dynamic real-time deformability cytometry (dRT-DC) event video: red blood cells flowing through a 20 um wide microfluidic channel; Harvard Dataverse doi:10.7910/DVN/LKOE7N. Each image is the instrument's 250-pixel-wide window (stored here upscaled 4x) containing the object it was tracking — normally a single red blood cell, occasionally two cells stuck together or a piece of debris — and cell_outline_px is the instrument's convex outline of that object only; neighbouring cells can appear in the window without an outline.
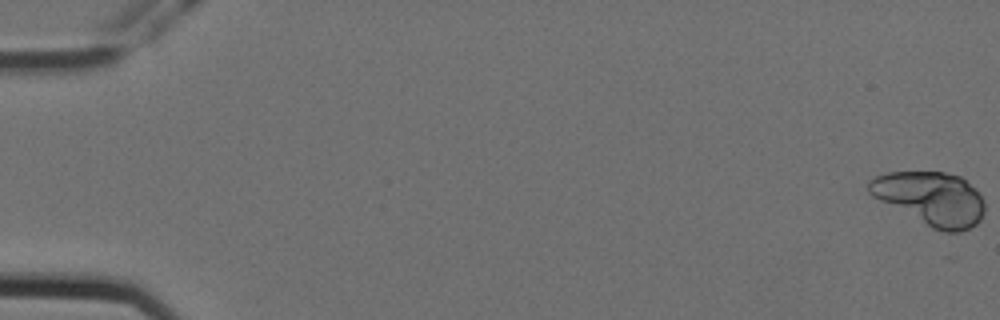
{"species": "Egyptian fruit bat (a non-hibernating species)", "species_latin": "Rousettus aegyptiacus", "temperature_condition": "cold", "stored_images_in_passage": 46, "camera_frame_rate_fps": 3000, "um_per_image_px": 0.085, "animal": {"sex": "female"}, "frame": {"image": 1, "passage_image": 1, "time_ms": 0.0, "image_size_px": [1000, 320], "cell_outline_px": [[984, 212], [980, 220], [976, 224], [960, 232], [944, 232], [932, 228], [872, 196], [868, 192], [868, 180], [876, 176], [888, 172], [944, 172], [960, 176], [984, 200]], "centroid_in_image_um": [79.09, 16.87], "position_along_channel_um": 5.9, "area_um2": 35.6}}